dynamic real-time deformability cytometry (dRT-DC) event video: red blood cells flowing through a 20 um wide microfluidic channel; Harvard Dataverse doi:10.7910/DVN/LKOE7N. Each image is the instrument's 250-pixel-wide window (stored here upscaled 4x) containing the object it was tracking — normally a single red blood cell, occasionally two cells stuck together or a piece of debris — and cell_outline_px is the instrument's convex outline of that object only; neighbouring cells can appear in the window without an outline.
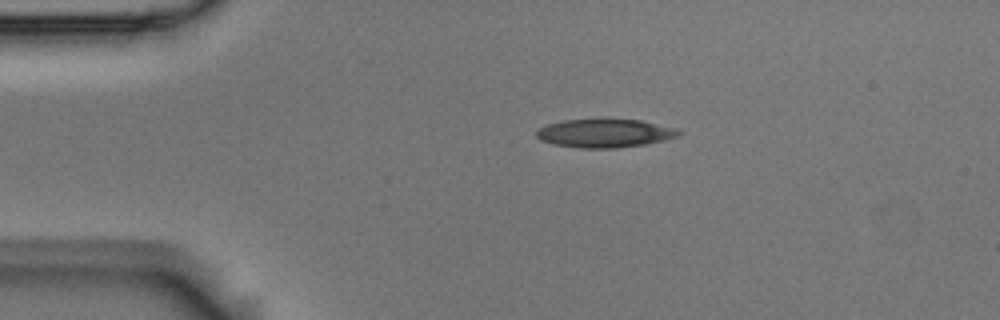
{"species": "Egyptian fruit bat (a non-hibernating species)", "species_latin": "Rousettus aegyptiacus", "temperature_condition": "room temperature", "stored_images_in_passage": 6, "camera_frame_rate_fps": 3000, "um_per_image_px": 0.085, "animal": {"sex": "male"}, "frame": {"image": 1, "passage_image": 1, "time_ms": 0.0, "image_size_px": [1000, 320], "cell_outline_px": [[684, 132], [680, 136], [664, 140], [644, 144], [616, 148], [580, 148], [556, 144], [540, 140], [536, 136], [536, 132], [540, 128], [548, 124], [564, 120], [640, 120], [680, 128]], "centroid_in_image_um": [51.49, 11.33], "position_along_channel_um": 33.5, "area_um2": 23.47}}
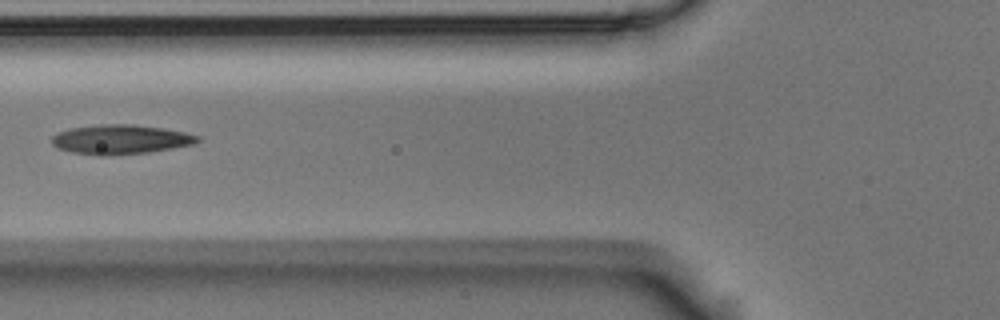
{"frame": {"image": 2, "passage_image": 3, "time_ms": 0.667, "image_size_px": [1000, 320], "cell_outline_px": [[200, 140], [196, 144], [148, 152], [104, 156], [96, 156], [72, 152], [56, 148], [52, 144], [52, 136], [56, 132], [68, 128], [100, 124], [132, 124], [164, 128], [184, 132], [200, 136]], "centroid_in_image_um": [10.21, 11.85], "position_along_channel_um": 115.6, "area_um2": 25.32}}
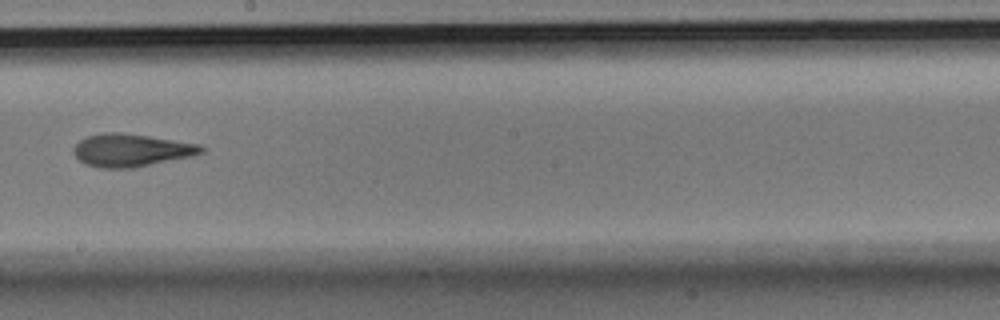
{"frame": {"image": 3, "passage_image": 6, "time_ms": 1.667, "image_size_px": [1000, 320], "cell_outline_px": [[204, 152], [192, 156], [132, 168], [100, 168], [84, 164], [76, 156], [72, 148], [80, 140], [88, 136], [104, 132], [120, 132], [148, 136], [200, 144], [204, 148]], "centroid_in_image_um": [11.14, 12.77], "position_along_channel_um": 237.1, "area_um2": 24.28}}